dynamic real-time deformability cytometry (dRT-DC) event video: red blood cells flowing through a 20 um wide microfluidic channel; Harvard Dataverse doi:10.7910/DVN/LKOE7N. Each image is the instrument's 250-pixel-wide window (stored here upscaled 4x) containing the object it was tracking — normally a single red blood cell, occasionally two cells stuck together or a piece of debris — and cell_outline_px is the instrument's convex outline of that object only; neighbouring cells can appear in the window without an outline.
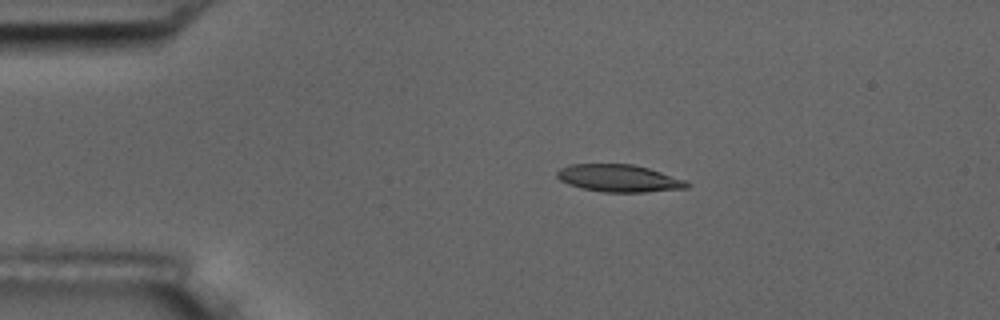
{"species": "common noctule bat (a hibernating species)", "species_latin": "Nyctalus noctula", "temperature_condition": "room temperature", "stored_images_in_passage": 7, "camera_frame_rate_fps": 3000, "um_per_image_px": 0.085, "animal": {"sex": "male", "body_mass_g": 17.5, "forearm_length_mm": 52.3}, "frame": {"image": 1, "passage_image": 3, "time_ms": 3.0, "image_size_px": [1000, 320], "cell_outline_px": [[692, 184], [688, 188], [644, 192], [604, 192], [580, 188], [568, 184], [560, 180], [556, 176], [556, 172], [560, 168], [568, 164], [632, 164], [648, 168], [684, 180]], "centroid_in_image_um": [52.57, 15.15], "position_along_channel_um": 32.4, "area_um2": 20.69}}